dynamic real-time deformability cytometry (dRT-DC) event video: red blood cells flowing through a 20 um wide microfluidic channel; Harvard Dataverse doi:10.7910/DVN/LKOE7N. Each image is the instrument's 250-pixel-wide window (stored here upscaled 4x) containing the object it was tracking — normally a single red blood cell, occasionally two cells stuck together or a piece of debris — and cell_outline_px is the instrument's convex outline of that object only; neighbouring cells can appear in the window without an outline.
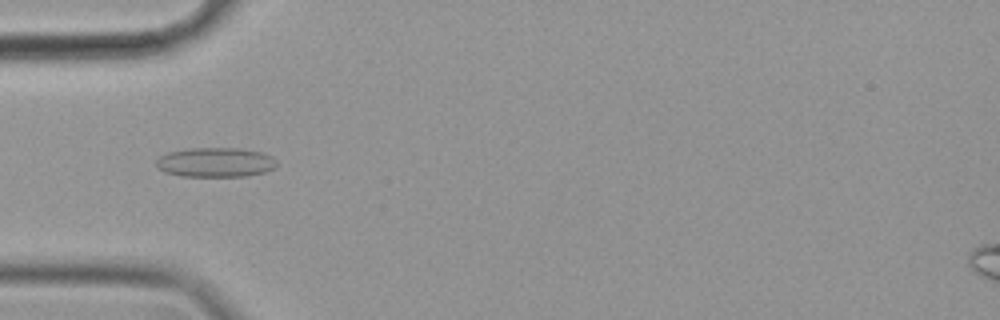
{"species": "common noctule bat (a hibernating species)", "species_latin": "Nyctalus noctula", "temperature_condition": "cold", "stored_images_in_passage": 41, "camera_frame_rate_fps": 3000, "um_per_image_px": 0.085, "animal": {"sex": "female", "body_mass_g": 19.9}, "frame": {"image": 1, "passage_image": 2, "time_ms": 0.333, "image_size_px": [1000, 320], "cell_outline_px": [[276, 168], [264, 172], [248, 176], [180, 176], [164, 172], [156, 168], [156, 160], [160, 156], [168, 152], [188, 148], [240, 148], [264, 152], [272, 156], [276, 160]], "centroid_in_image_um": [18.32, 13.79], "position_along_channel_um": 66.7, "area_um2": 21.04}}
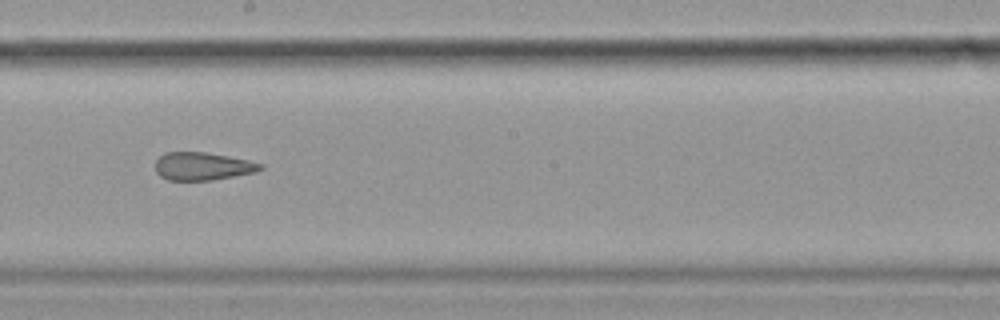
{"frame": {"image": 2, "passage_image": 16, "time_ms": 5.0, "image_size_px": [1000, 320], "cell_outline_px": [[264, 168], [256, 172], [212, 180], [168, 180], [160, 176], [156, 172], [156, 160], [164, 152], [204, 152], [228, 156], [248, 160], [264, 164]], "centroid_in_image_um": [17.23, 14.13], "position_along_channel_um": 231.0, "area_um2": 17.11}}
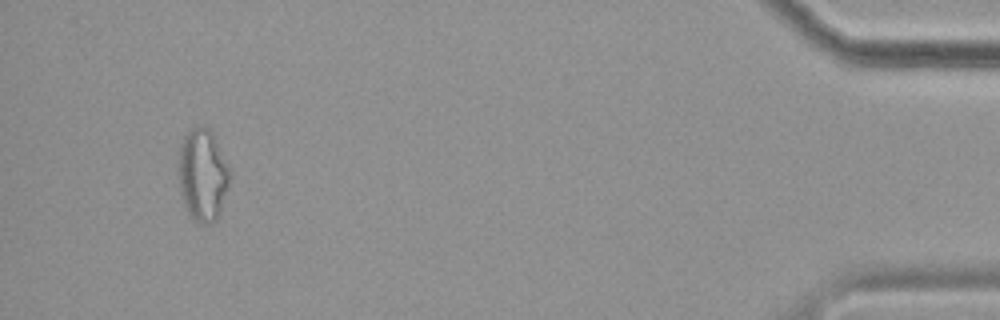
{"frame": {"image": 3, "passage_image": 38, "time_ms": 12.333, "image_size_px": [1000, 320], "cell_outline_px": [[232, 176], [220, 212], [216, 220], [208, 224], [200, 224], [188, 216], [180, 192], [180, 144], [184, 136], [192, 128], [200, 124], [208, 128], [232, 168]], "centroid_in_image_um": [17.27, 14.9], "position_along_channel_um": 417.9, "area_um2": 27.8}, "authors_computed_cell_mechanics": {"area_um2": 18.207, "velocity_mm_per_s": 3.5298, "shape_relaxation_time_tau1_ms": null, "shape_relaxation_time_tau2_ms": 2.1898, "deformation_change_tau1": null, "deformation_change_tau2": 0.1073}}